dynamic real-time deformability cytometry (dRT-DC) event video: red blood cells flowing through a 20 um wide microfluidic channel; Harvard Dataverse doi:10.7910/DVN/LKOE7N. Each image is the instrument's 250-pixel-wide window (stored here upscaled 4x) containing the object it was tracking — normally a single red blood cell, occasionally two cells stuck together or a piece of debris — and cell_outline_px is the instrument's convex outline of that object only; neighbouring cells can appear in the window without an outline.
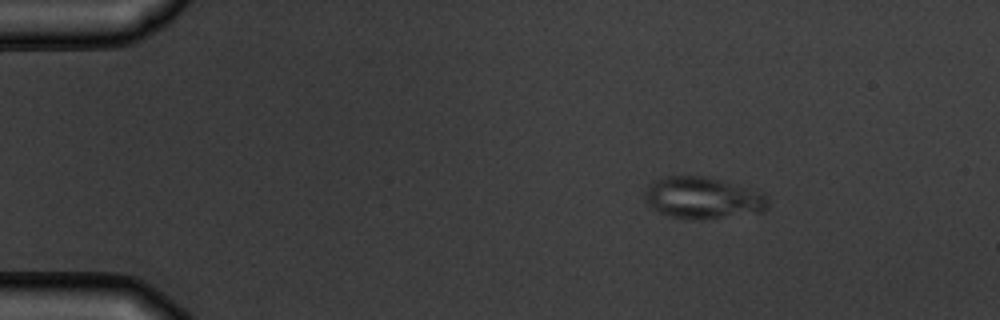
{"species": "common noctule bat (a hibernating species)", "species_latin": "Nyctalus noctula", "temperature_condition": "warm", "stored_images_in_passage": 3, "camera_frame_rate_fps": 3000, "um_per_image_px": 0.085, "animal": {"sex": "male", "body_mass_g": 19.5, "forearm_length_mm": 54.6}, "frame": {"image": 1, "passage_image": 1, "time_ms": 0.0, "image_size_px": [1000, 320], "cell_outline_px": [[768, 208], [764, 212], [700, 220], [692, 220], [668, 216], [656, 212], [644, 200], [644, 188], [652, 180], [668, 176], [704, 176], [764, 192], [768, 196]], "centroid_in_image_um": [59.71, 16.84], "position_along_channel_um": 25.3, "area_um2": 30.52}}